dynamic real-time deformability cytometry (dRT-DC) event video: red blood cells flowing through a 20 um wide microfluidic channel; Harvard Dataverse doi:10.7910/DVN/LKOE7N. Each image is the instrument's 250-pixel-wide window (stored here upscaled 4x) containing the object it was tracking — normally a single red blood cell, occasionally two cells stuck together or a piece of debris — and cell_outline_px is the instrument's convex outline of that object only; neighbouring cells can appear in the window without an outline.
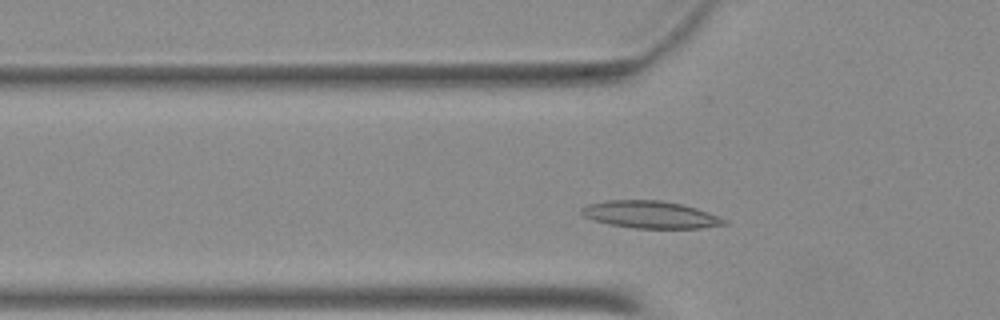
{"species": "Egyptian fruit bat (a non-hibernating species)", "species_latin": "Rousettus aegyptiacus", "temperature_condition": "warm", "stored_images_in_passage": 34, "camera_frame_rate_fps": 3000, "um_per_image_px": 0.085, "animal": {"sex": "female"}, "frame": {"image": 1, "passage_image": 6, "time_ms": 1.667, "image_size_px": [1000, 320], "cell_outline_px": [[728, 224], [704, 228], [632, 228], [608, 224], [592, 220], [584, 216], [580, 212], [580, 208], [588, 204], [608, 200], [660, 200], [680, 204], [696, 208], [708, 212], [728, 220]], "centroid_in_image_um": [55.28, 18.25], "position_along_channel_um": 70.5, "area_um2": 22.77}}
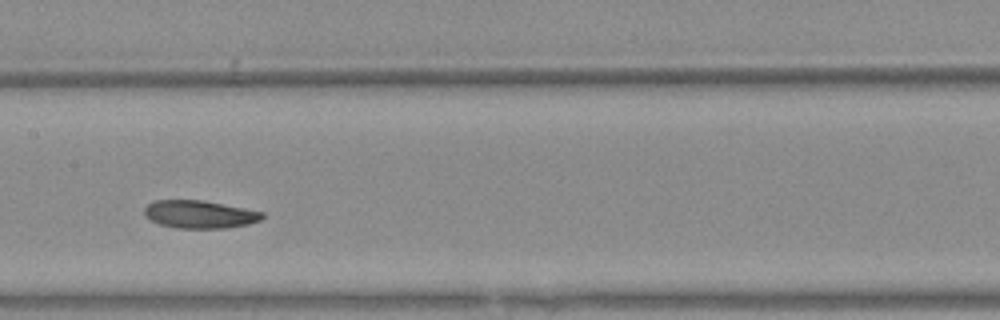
{"frame": {"image": 2, "passage_image": 15, "time_ms": 4.667, "image_size_px": [1000, 320], "cell_outline_px": [[264, 216], [260, 220], [248, 224], [228, 228], [176, 228], [160, 224], [144, 216], [144, 208], [152, 200], [200, 200], [264, 212]], "centroid_in_image_um": [16.94, 18.22], "position_along_channel_um": 190.5, "area_um2": 19.02}}
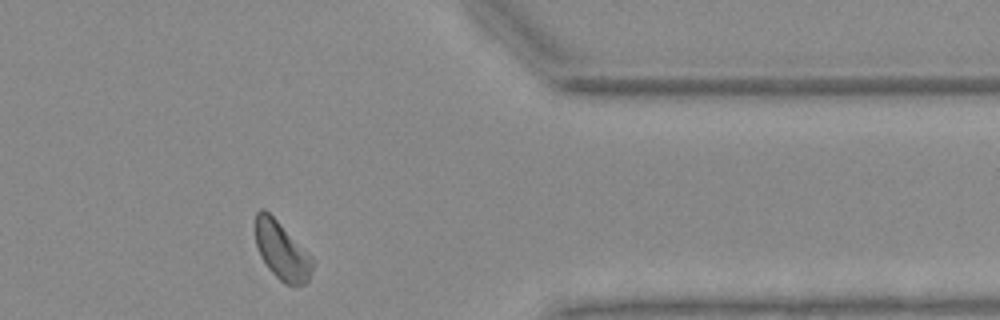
{"frame": {"image": 3, "passage_image": 31, "time_ms": 10.0, "image_size_px": [1000, 320], "cell_outline_px": [[316, 264], [308, 280], [304, 284], [284, 284], [268, 268], [260, 256], [256, 244], [256, 212], [260, 208], [264, 208], [316, 260]], "centroid_in_image_um": [23.98, 21.33], "position_along_channel_um": 387.4, "area_um2": 19.19}}